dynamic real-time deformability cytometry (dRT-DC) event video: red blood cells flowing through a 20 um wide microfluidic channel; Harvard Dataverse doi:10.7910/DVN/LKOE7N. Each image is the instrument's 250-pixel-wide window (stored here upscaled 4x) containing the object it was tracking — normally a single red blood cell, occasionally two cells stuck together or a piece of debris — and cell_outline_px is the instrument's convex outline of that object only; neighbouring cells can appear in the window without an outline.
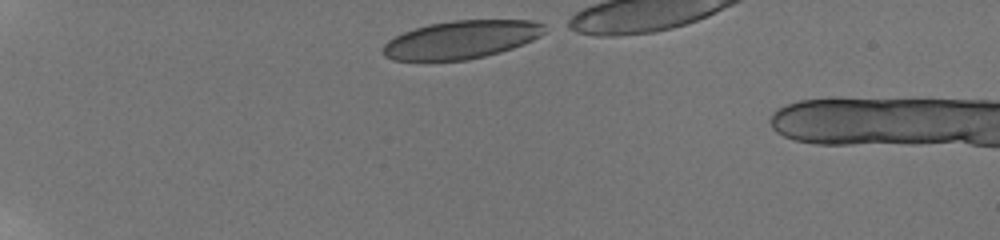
{"species": "human", "species_latin": "Homo sapiens", "temperature_condition": "room temperature", "stored_images_in_passage": 3, "camera_frame_rate_fps": 3000, "um_per_image_px": 0.085, "donor": {"sex": "male"}, "frame": {"image": 1, "passage_image": 1, "time_ms": 0.0, "image_size_px": [1000, 240], "cell_outline_px": [[544, 32], [540, 36], [524, 44], [500, 52], [468, 60], [392, 60], [384, 56], [380, 48], [388, 40], [404, 32], [428, 24], [452, 20], [532, 20], [544, 24]], "centroid_in_image_um": [39.19, 3.37], "position_along_channel_um": 45.8, "area_um2": 35.84}}